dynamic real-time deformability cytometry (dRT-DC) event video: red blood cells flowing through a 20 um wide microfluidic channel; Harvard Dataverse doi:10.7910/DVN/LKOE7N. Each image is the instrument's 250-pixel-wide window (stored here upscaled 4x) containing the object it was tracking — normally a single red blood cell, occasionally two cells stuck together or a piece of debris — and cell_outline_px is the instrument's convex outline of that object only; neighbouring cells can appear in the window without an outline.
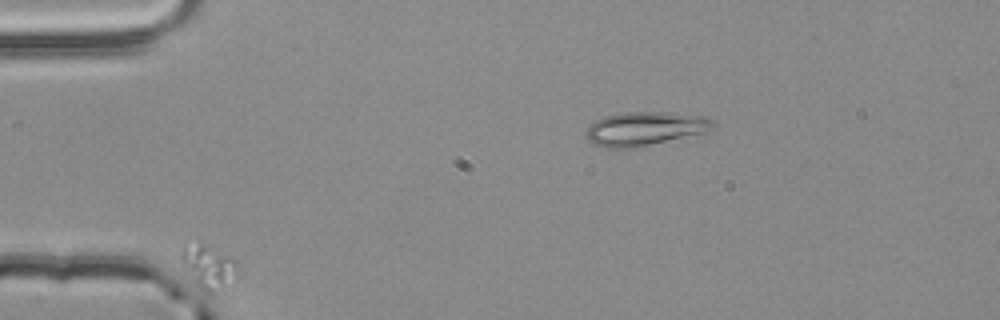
{"species": "common noctule bat (a hibernating species)", "species_latin": "Nyctalus noctula", "temperature_condition": "room temperature", "stored_images_in_passage": 4, "segment_of_instrument_passage": [2, 2], "camera_frame_rate_fps": 3000, "um_per_image_px": 0.085, "animal": {"sex": "male", "body_mass_g": 20.4}, "frame": {"image": 1, "passage_image": 2, "time_ms": 0.333, "image_size_px": [1000, 320], "cell_outline_px": [[240, 276], [208, 292], [204, 292], [184, 272], [180, 260], [180, 244], [208, 244], [236, 260]], "centroid_in_image_um": [17.65, 22.61], "position_along_channel_um": 67.3, "area_um2": 14.45}}
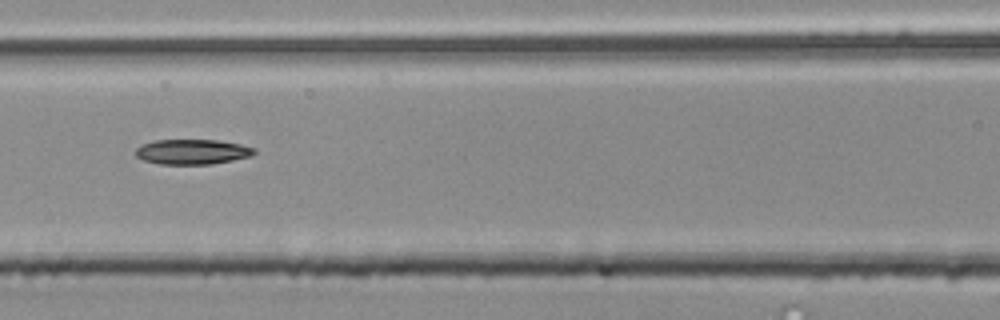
{"frame": {"image": 2, "passage_image": 4, "time_ms": 1.0, "image_size_px": [1000, 320], "cell_outline_px": [[256, 152], [252, 156], [212, 164], [160, 164], [144, 160], [136, 156], [136, 148], [152, 140], [220, 140], [240, 144], [256, 148]], "centroid_in_image_um": [16.38, 12.9], "position_along_channel_um": 150.2, "area_um2": 17.34}}